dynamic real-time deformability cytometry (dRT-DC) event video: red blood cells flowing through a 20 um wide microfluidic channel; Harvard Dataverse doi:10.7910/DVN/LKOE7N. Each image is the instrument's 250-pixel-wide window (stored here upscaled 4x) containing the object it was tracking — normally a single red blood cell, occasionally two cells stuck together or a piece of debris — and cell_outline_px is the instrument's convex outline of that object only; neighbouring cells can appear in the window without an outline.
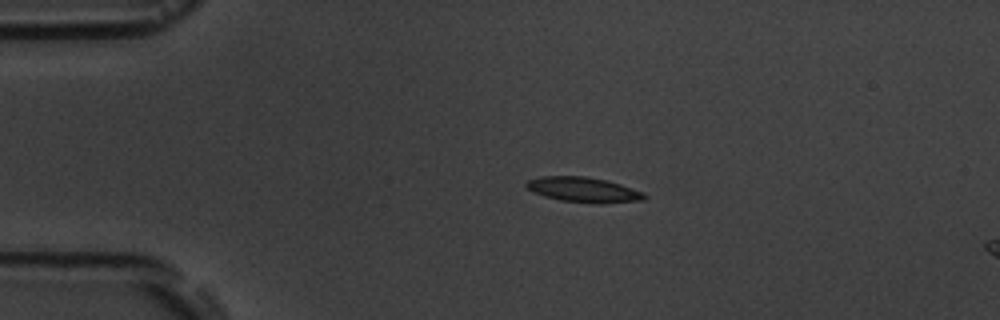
{"species": "common noctule bat (a hibernating species)", "species_latin": "Nyctalus noctula", "temperature_condition": "room temperature", "stored_images_in_passage": 5, "camera_frame_rate_fps": 3000, "um_per_image_px": 0.085, "animal": {"sex": "male", "body_mass_g": 19.5, "forearm_length_mm": 54.6}, "frame": {"image": 1, "passage_image": 3, "time_ms": 2.333, "image_size_px": [1000, 320], "cell_outline_px": [[648, 196], [644, 200], [600, 204], [596, 204], [560, 200], [544, 196], [532, 192], [524, 184], [528, 180], [540, 176], [584, 176], [604, 180], [620, 184], [644, 192]], "centroid_in_image_um": [49.6, 16.13], "position_along_channel_um": 35.4, "area_um2": 17.34}}